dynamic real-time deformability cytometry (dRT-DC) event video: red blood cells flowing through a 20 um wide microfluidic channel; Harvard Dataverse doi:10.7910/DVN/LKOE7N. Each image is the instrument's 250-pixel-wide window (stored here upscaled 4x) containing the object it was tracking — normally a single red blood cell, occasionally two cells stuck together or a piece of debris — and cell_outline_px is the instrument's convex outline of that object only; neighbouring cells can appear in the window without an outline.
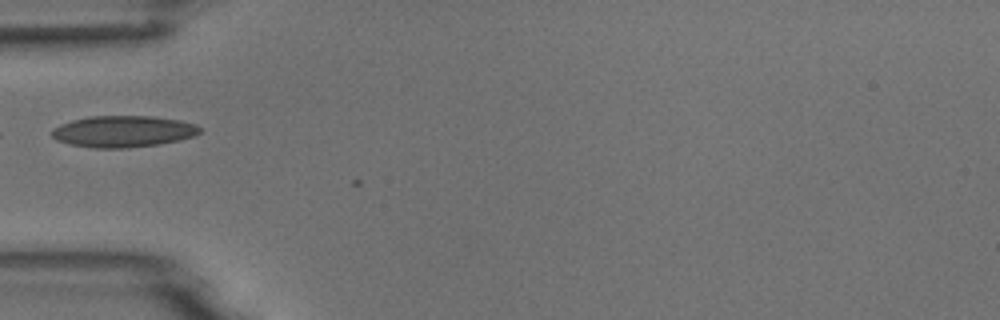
{"species": "common noctule bat (a hibernating species)", "species_latin": "Nyctalus noctula", "temperature_condition": "room temperature", "stored_images_in_passage": 6, "camera_frame_rate_fps": 3000, "um_per_image_px": 0.085, "animal": {"sex": "male", "body_mass_g": 18.8}, "frame": {"image": 1, "passage_image": 5, "time_ms": 4.333, "image_size_px": [1000, 320], "cell_outline_px": [[200, 132], [192, 136], [180, 140], [160, 144], [128, 148], [92, 148], [72, 144], [56, 140], [52, 136], [52, 128], [60, 124], [72, 120], [88, 116], [152, 116], [180, 120], [196, 124], [200, 128]], "centroid_in_image_um": [10.46, 11.17], "position_along_channel_um": 74.5, "area_um2": 27.22}}